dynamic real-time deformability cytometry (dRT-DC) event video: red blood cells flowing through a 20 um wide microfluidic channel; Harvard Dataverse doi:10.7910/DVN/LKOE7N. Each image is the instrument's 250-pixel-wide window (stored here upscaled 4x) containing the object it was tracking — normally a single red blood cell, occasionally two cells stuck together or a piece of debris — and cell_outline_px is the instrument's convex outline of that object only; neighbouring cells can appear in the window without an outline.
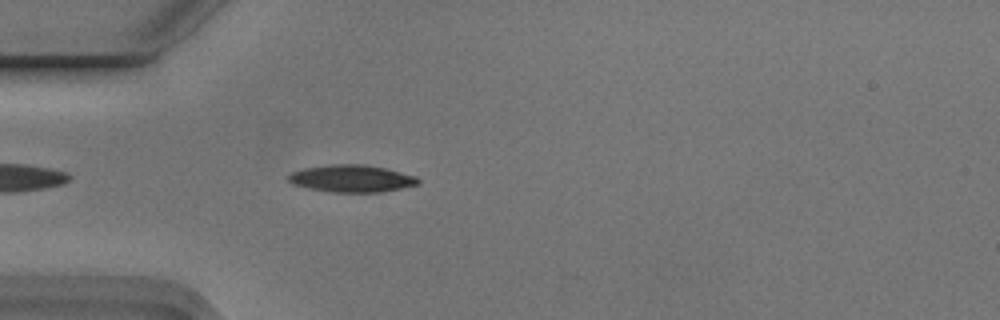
{"species": "Egyptian fruit bat (a non-hibernating species)", "species_latin": "Rousettus aegyptiacus", "temperature_condition": "cold", "stored_images_in_passage": 4, "camera_frame_rate_fps": 3000, "um_per_image_px": 0.085, "animal": {"sex": "male"}, "frame": {"image": 1, "passage_image": 4, "time_ms": 1.0, "image_size_px": [1000, 320], "cell_outline_px": [[420, 184], [380, 192], [332, 192], [308, 188], [292, 184], [288, 180], [288, 176], [292, 172], [304, 168], [332, 164], [364, 164], [384, 168], [416, 176], [420, 180]], "centroid_in_image_um": [29.89, 15.17], "position_along_channel_um": 55.1, "area_um2": 20.46}}